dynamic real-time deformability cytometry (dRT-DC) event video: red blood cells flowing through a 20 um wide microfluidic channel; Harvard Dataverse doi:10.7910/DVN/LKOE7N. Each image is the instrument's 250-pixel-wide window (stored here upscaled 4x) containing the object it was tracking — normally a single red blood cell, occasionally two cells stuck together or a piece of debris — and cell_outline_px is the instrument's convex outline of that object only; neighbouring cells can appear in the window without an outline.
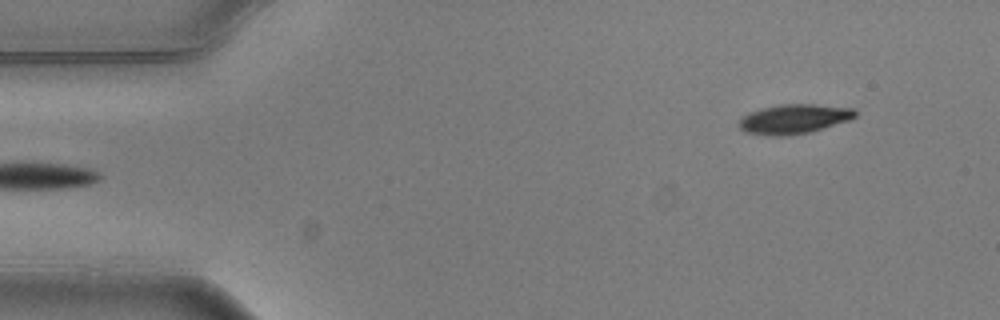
{"species": "common noctule bat (a hibernating species)", "species_latin": "Nyctalus noctula", "temperature_condition": "warm", "stored_images_in_passage": 5, "segment_of_instrument_passage": [2, 2], "camera_frame_rate_fps": 3000, "um_per_image_px": 0.085, "animal": {"sex": "male", "body_mass_g": 20.5, "forearm_length_mm": 52.5}, "frame": {"image": 1, "passage_image": 5, "time_ms": 1.333, "image_size_px": [1000, 320], "cell_outline_px": [[856, 116], [848, 120], [812, 132], [788, 136], [772, 136], [744, 132], [736, 124], [748, 112], [780, 104], [812, 104], [856, 108]], "centroid_in_image_um": [67.48, 10.12], "position_along_channel_um": 17.5, "area_um2": 20.11}}